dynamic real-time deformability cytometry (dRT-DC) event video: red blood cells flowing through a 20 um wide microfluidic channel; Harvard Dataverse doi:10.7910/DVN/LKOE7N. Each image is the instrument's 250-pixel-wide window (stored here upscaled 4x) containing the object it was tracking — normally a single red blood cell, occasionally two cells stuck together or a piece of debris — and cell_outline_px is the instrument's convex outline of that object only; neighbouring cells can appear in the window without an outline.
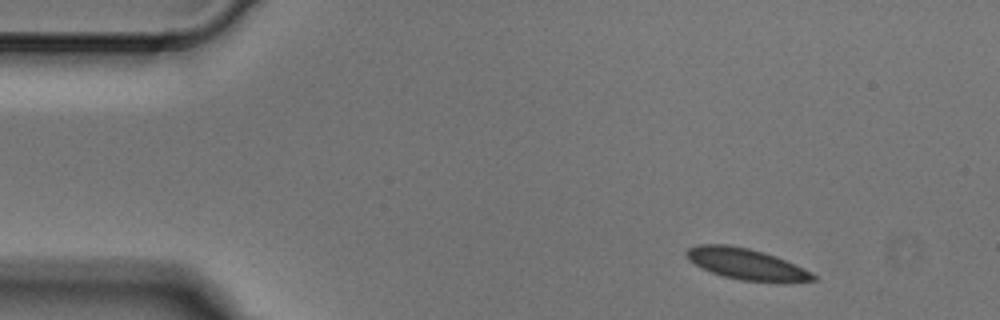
{"species": "Egyptian fruit bat (a non-hibernating species)", "species_latin": "Rousettus aegyptiacus", "temperature_condition": "cold", "stored_images_in_passage": 4, "segment_of_instrument_passage": [1, 2], "camera_frame_rate_fps": 3000, "um_per_image_px": 0.085, "animal": {"sex": "male"}, "frame": {"image": 1, "passage_image": 1, "time_ms": 0.0, "image_size_px": [1000, 320], "cell_outline_px": [[816, 280], [788, 284], [776, 284], [740, 280], [724, 276], [712, 272], [688, 260], [684, 252], [688, 248], [696, 244], [728, 244], [748, 248], [776, 256], [804, 268], [812, 272], [816, 276]], "centroid_in_image_um": [63.51, 22.47], "position_along_channel_um": 21.5, "area_um2": 23.52}}